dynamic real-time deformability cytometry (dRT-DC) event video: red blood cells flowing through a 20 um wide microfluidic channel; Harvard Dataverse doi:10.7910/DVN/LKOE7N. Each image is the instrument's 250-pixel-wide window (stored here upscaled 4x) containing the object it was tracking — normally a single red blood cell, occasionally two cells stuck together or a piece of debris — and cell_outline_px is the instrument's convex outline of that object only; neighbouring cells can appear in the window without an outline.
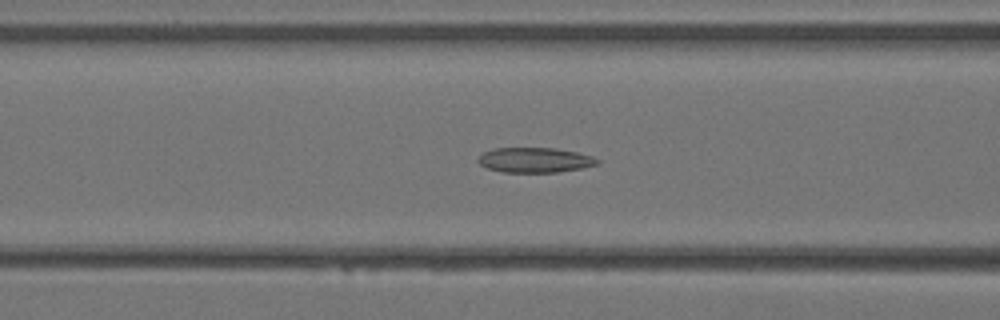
{"species": "Egyptian fruit bat (a non-hibernating species)", "species_latin": "Rousettus aegyptiacus", "temperature_condition": "warm", "stored_images_in_passage": 35, "camera_frame_rate_fps": 3000, "um_per_image_px": 0.085, "animal": {"sex": "female"}, "frame": {"image": 1, "passage_image": 14, "time_ms": 4.333, "image_size_px": [1000, 320], "cell_outline_px": [[600, 160], [596, 164], [584, 168], [556, 172], [504, 172], [488, 168], [480, 164], [476, 160], [484, 152], [492, 148], [556, 148], [576, 152], [592, 156]], "centroid_in_image_um": [45.46, 13.6], "position_along_channel_um": 121.1, "area_um2": 17.28}}
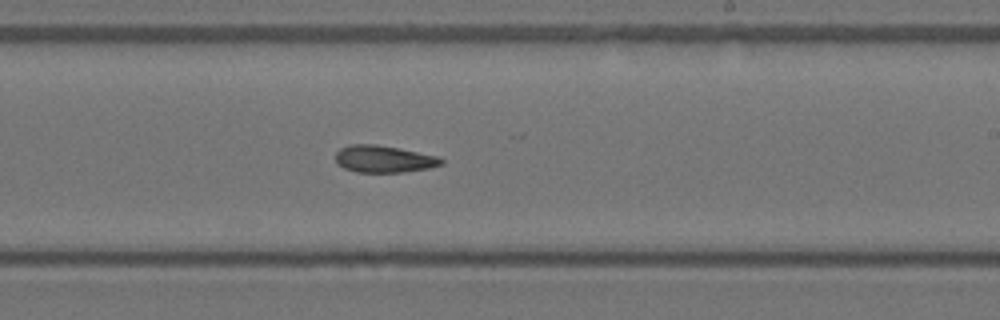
{"frame": {"image": 2, "passage_image": 21, "time_ms": 6.667, "image_size_px": [1000, 320], "cell_outline_px": [[444, 164], [428, 168], [404, 172], [356, 172], [344, 168], [336, 164], [336, 152], [340, 148], [348, 144], [376, 144], [400, 148], [440, 156], [444, 160]], "centroid_in_image_um": [32.64, 13.51], "position_along_channel_um": 256.4, "area_um2": 16.94}}
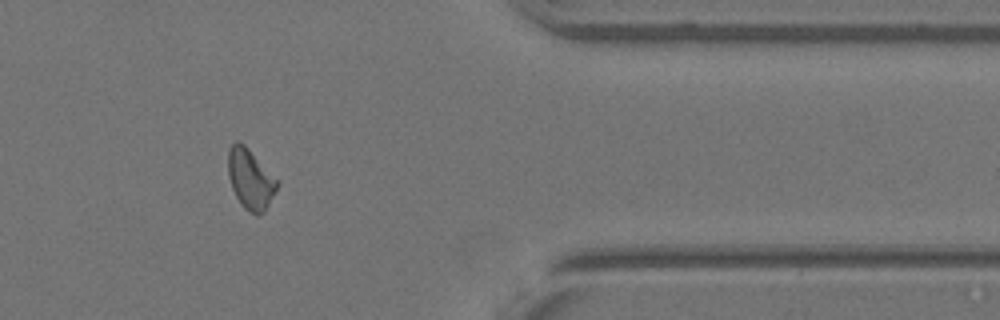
{"frame": {"image": 3, "passage_image": 29, "time_ms": 9.333, "image_size_px": [1000, 320], "cell_outline_px": [[280, 184], [264, 212], [256, 216], [244, 208], [240, 204], [232, 188], [228, 176], [228, 148], [236, 140], [244, 144], [248, 148]], "centroid_in_image_um": [21.26, 15.24], "position_along_channel_um": 390.1, "area_um2": 17.05}}